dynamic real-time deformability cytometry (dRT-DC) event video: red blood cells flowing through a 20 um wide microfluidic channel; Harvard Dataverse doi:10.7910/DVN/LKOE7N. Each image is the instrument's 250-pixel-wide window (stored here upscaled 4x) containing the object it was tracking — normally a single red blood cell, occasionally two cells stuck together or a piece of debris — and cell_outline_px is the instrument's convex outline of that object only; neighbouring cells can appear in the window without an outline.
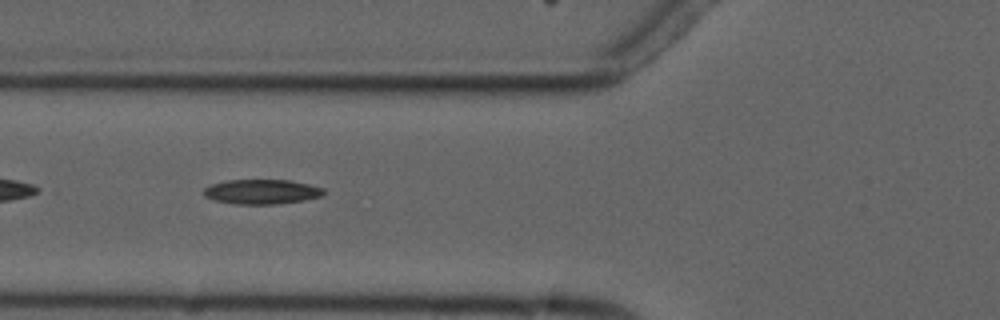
{"species": "common noctule bat (a hibernating species)", "species_latin": "Nyctalus noctula", "temperature_condition": "cold", "stored_images_in_passage": 7, "camera_frame_rate_fps": 3000, "um_per_image_px": 0.085, "animal": {"sex": "male", "forearm_length_mm": 52.5}, "frame": {"image": 1, "passage_image": 6, "time_ms": 5.667, "image_size_px": [1000, 320], "cell_outline_px": [[324, 196], [304, 200], [276, 204], [236, 204], [216, 200], [204, 196], [204, 188], [212, 184], [228, 180], [288, 180], [308, 184], [324, 188]], "centroid_in_image_um": [22.27, 16.3], "position_along_channel_um": 103.5, "area_um2": 17.17}}
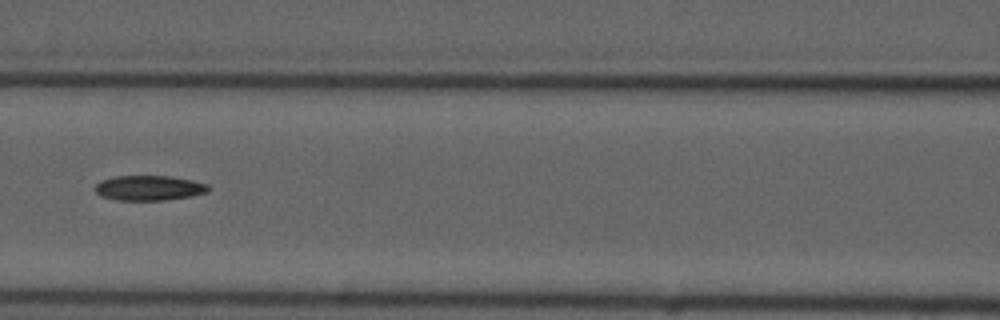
{"frame": {"image": 2, "passage_image": 7, "time_ms": 7.0, "image_size_px": [1000, 320], "cell_outline_px": [[212, 188], [208, 192], [192, 196], [164, 200], [120, 200], [100, 196], [96, 192], [96, 184], [100, 180], [112, 176], [172, 176], [192, 180], [208, 184]], "centroid_in_image_um": [12.7, 15.97], "position_along_channel_um": 153.9, "area_um2": 16.65}}